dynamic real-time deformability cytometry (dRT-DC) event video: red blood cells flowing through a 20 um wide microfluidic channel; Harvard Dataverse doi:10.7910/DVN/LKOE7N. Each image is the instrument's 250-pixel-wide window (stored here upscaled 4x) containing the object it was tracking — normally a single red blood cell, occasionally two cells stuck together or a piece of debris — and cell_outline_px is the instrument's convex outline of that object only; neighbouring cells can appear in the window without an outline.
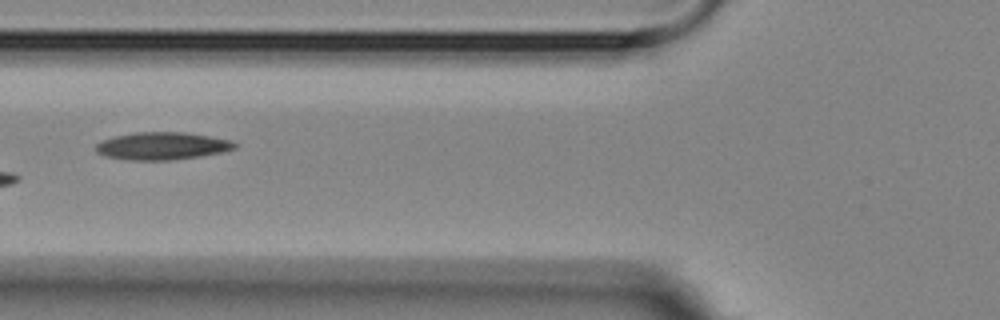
{"species": "Egyptian fruit bat (a non-hibernating species)", "species_latin": "Rousettus aegyptiacus", "temperature_condition": "room temperature", "stored_images_in_passage": 9, "camera_frame_rate_fps": 3000, "um_per_image_px": 0.085, "animal": {"sex": "female"}, "frame": {"image": 1, "passage_image": 6, "time_ms": 5.667, "image_size_px": [1000, 320], "cell_outline_px": [[236, 148], [220, 152], [200, 156], [172, 160], [128, 160], [104, 156], [96, 152], [96, 144], [104, 140], [116, 136], [136, 132], [184, 132], [232, 140], [236, 144]], "centroid_in_image_um": [13.77, 12.41], "position_along_channel_um": 112.0, "area_um2": 22.14}}
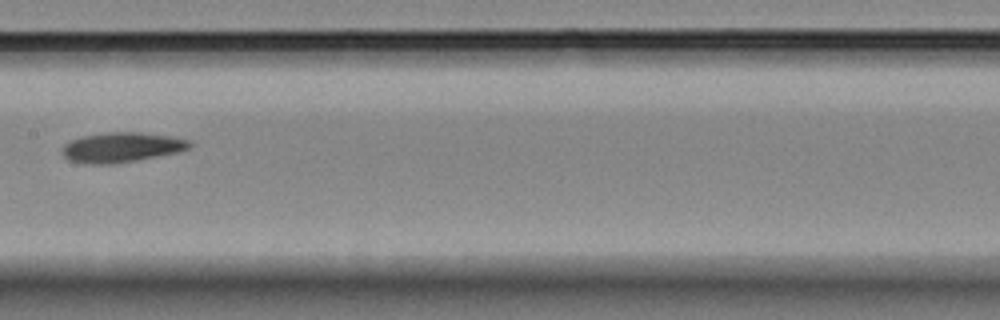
{"frame": {"image": 2, "passage_image": 8, "time_ms": 8.0, "image_size_px": [1000, 320], "cell_outline_px": [[192, 148], [176, 152], [136, 160], [112, 164], [92, 164], [68, 160], [64, 156], [64, 144], [80, 136], [108, 132], [140, 132], [172, 136], [188, 140], [192, 144]], "centroid_in_image_um": [10.35, 12.51], "position_along_channel_um": 197.0, "area_um2": 22.02}}
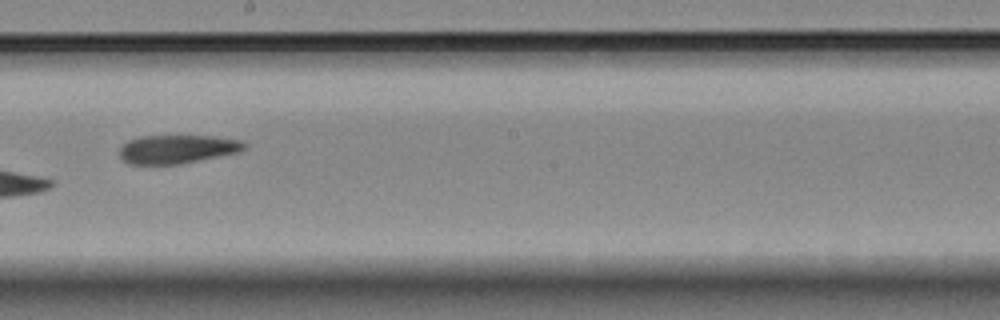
{"frame": {"image": 3, "passage_image": 9, "time_ms": 9.0, "image_size_px": [1000, 320], "cell_outline_px": [[248, 148], [240, 152], [180, 164], [128, 164], [120, 156], [120, 148], [128, 140], [140, 136], [212, 136], [240, 140], [248, 144]], "centroid_in_image_um": [15.11, 12.67], "position_along_channel_um": 233.1, "area_um2": 20.87}}